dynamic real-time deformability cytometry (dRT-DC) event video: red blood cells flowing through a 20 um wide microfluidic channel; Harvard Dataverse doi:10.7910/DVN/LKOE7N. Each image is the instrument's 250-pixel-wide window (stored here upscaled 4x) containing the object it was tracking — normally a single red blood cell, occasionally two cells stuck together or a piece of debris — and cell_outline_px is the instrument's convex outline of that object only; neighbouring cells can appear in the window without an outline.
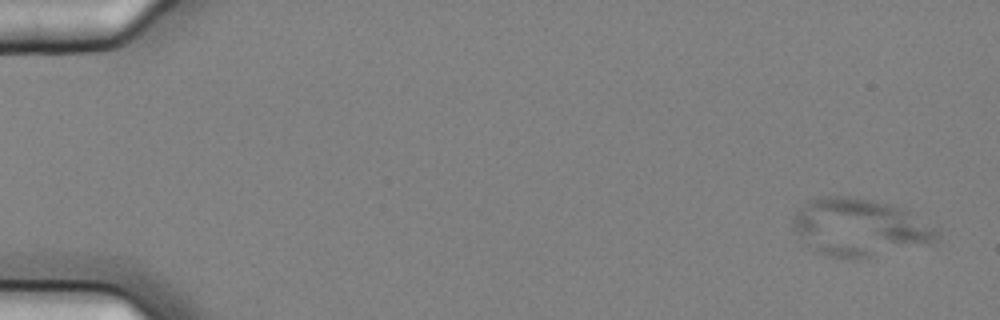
{"species": "common noctule bat (a hibernating species)", "species_latin": "Nyctalus noctula", "temperature_condition": "cold", "stored_images_in_passage": 9, "camera_frame_rate_fps": 3000, "um_per_image_px": 0.085, "animal": {"sex": "female", "body_mass_g": 25.1}, "frame": {"image": 1, "passage_image": 1, "time_ms": 0.0, "image_size_px": [1000, 320], "cell_outline_px": [[940, 240], [872, 256], [852, 260], [824, 256], [816, 252], [796, 232], [792, 224], [792, 220], [796, 212], [808, 200], [816, 196], [848, 196], [872, 200], [888, 204], [900, 208], [940, 228]], "centroid_in_image_um": [73.05, 19.33], "position_along_channel_um": 11.9, "area_um2": 48.15}}
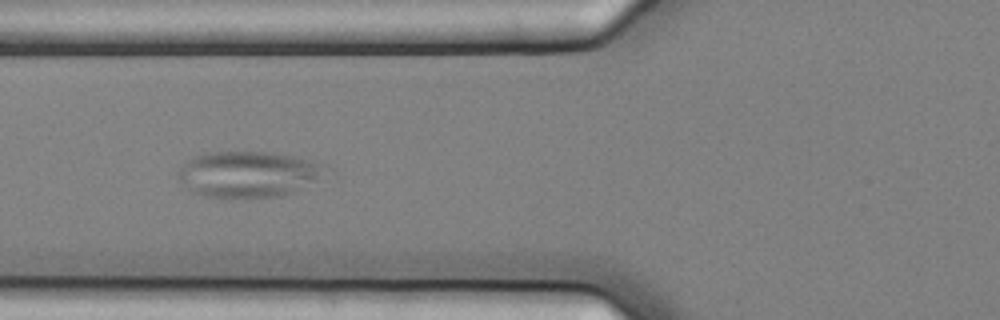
{"frame": {"image": 2, "passage_image": 7, "time_ms": 2.0, "image_size_px": [1000, 320], "cell_outline_px": [[328, 168], [316, 180], [284, 196], [240, 200], [204, 196], [192, 192], [180, 180], [180, 168], [188, 160], [196, 156], [208, 152], [268, 152], [296, 156], [328, 164]], "centroid_in_image_um": [21.13, 14.83], "position_along_channel_um": 104.7, "area_um2": 39.94}}
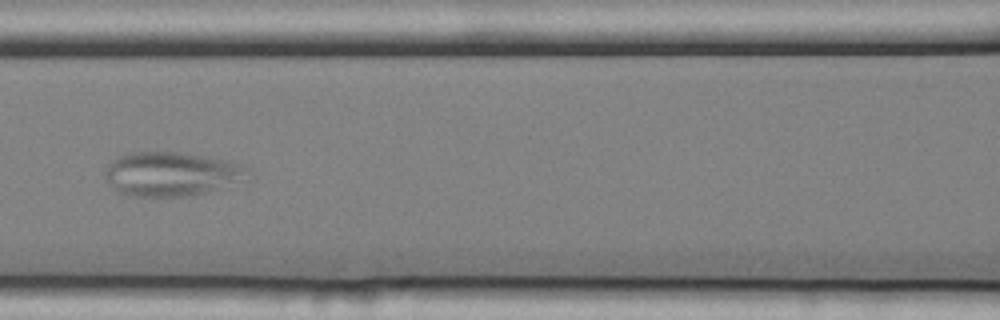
{"frame": {"image": 3, "passage_image": 8, "time_ms": 2.333, "image_size_px": [1000, 320], "cell_outline_px": [[256, 176], [204, 192], [184, 196], [132, 196], [120, 192], [104, 176], [104, 168], [112, 160], [120, 156], [132, 152], [180, 152], [208, 156], [244, 164]], "centroid_in_image_um": [14.63, 14.76], "position_along_channel_um": 152.0, "area_um2": 36.7}}